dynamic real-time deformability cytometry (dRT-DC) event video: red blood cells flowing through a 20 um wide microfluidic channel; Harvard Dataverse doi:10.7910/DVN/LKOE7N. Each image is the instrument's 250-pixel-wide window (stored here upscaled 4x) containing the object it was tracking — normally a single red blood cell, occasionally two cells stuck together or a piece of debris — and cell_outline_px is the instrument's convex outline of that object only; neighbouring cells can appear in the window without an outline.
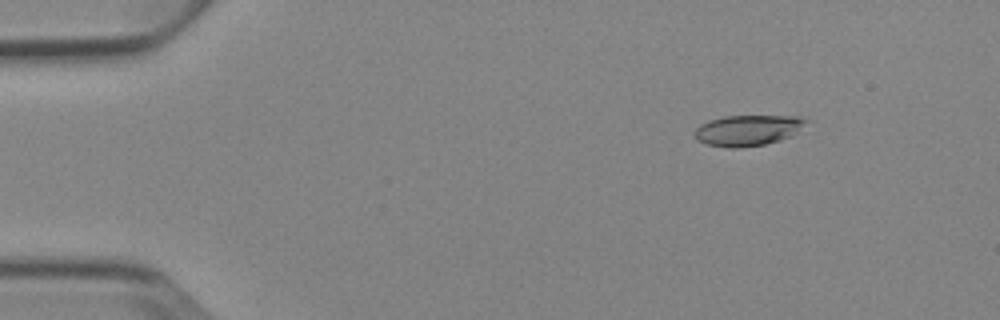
{"species": "Egyptian fruit bat (a non-hibernating species)", "species_latin": "Rousettus aegyptiacus", "temperature_condition": "cold", "stored_images_in_passage": 53, "camera_frame_rate_fps": 3000, "um_per_image_px": 0.085, "animal": {"sex": "female"}, "frame": {"image": 1, "passage_image": 7, "time_ms": 2.0, "image_size_px": [1000, 320], "cell_outline_px": [[812, 120], [792, 136], [780, 140], [764, 144], [740, 148], [728, 148], [708, 144], [696, 140], [692, 132], [700, 124], [708, 120], [724, 116], [804, 116]], "centroid_in_image_um": [63.59, 11.06], "position_along_channel_um": 21.4, "area_um2": 20.4}}
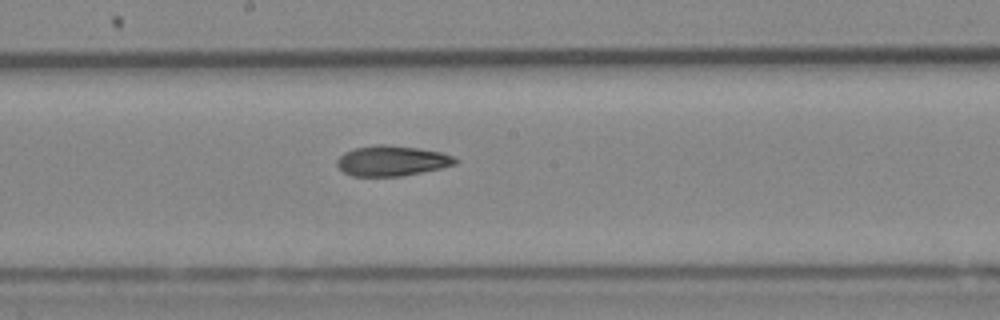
{"frame": {"image": 2, "passage_image": 29, "time_ms": 9.333, "image_size_px": [1000, 320], "cell_outline_px": [[460, 160], [456, 164], [440, 168], [400, 176], [352, 176], [344, 172], [336, 164], [336, 160], [344, 152], [356, 148], [376, 144], [384, 144], [416, 148], [440, 152], [452, 156]], "centroid_in_image_um": [33.29, 13.67], "position_along_channel_um": 214.9, "area_um2": 20.69}}
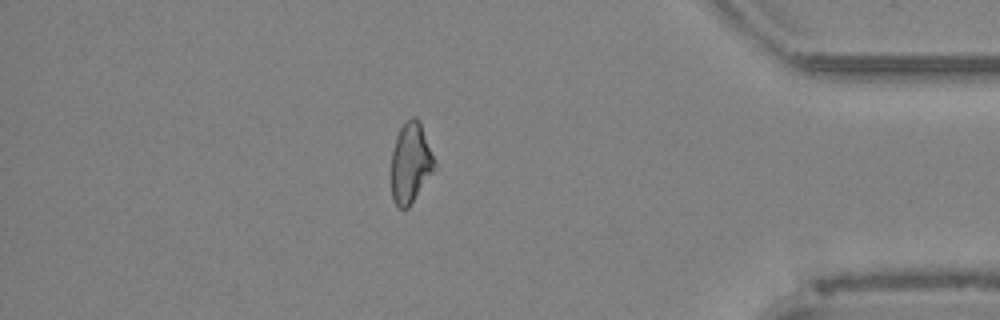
{"frame": {"image": 3, "passage_image": 46, "time_ms": 15.0, "image_size_px": [1000, 320], "cell_outline_px": [[436, 168], [408, 208], [400, 208], [396, 204], [392, 196], [392, 152], [396, 136], [400, 128], [412, 116], [420, 120], [436, 160]], "centroid_in_image_um": [34.93, 13.82], "position_along_channel_um": 400.3, "area_um2": 20.23}, "authors_computed_cell_mechanics": {"area_um2": 20.808, "velocity_mm_per_s": 3.8637, "shape_relaxation_time_tau1_ms": null, "shape_relaxation_time_tau2_ms": 5.2646, "deformation_change_tau1": null, "deformation_change_tau2": 0.1308}}